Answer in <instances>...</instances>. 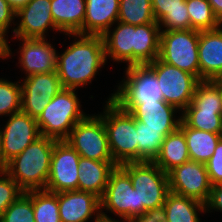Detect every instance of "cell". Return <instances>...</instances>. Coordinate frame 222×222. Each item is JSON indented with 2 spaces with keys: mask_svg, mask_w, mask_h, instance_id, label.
Returning a JSON list of instances; mask_svg holds the SVG:
<instances>
[{
  "mask_svg": "<svg viewBox=\"0 0 222 222\" xmlns=\"http://www.w3.org/2000/svg\"><path fill=\"white\" fill-rule=\"evenodd\" d=\"M21 111V83L0 78V116L8 117Z\"/></svg>",
  "mask_w": 222,
  "mask_h": 222,
  "instance_id": "836d02e7",
  "label": "cell"
},
{
  "mask_svg": "<svg viewBox=\"0 0 222 222\" xmlns=\"http://www.w3.org/2000/svg\"><path fill=\"white\" fill-rule=\"evenodd\" d=\"M8 43V35L0 29V60L9 59L12 56V49Z\"/></svg>",
  "mask_w": 222,
  "mask_h": 222,
  "instance_id": "60d3db41",
  "label": "cell"
},
{
  "mask_svg": "<svg viewBox=\"0 0 222 222\" xmlns=\"http://www.w3.org/2000/svg\"><path fill=\"white\" fill-rule=\"evenodd\" d=\"M82 158L114 161L108 145L106 127L99 114H88L71 130L65 140Z\"/></svg>",
  "mask_w": 222,
  "mask_h": 222,
  "instance_id": "ba28073f",
  "label": "cell"
},
{
  "mask_svg": "<svg viewBox=\"0 0 222 222\" xmlns=\"http://www.w3.org/2000/svg\"><path fill=\"white\" fill-rule=\"evenodd\" d=\"M205 205L207 213L213 210L222 212V184L212 186L209 200Z\"/></svg>",
  "mask_w": 222,
  "mask_h": 222,
  "instance_id": "ab89813d",
  "label": "cell"
},
{
  "mask_svg": "<svg viewBox=\"0 0 222 222\" xmlns=\"http://www.w3.org/2000/svg\"><path fill=\"white\" fill-rule=\"evenodd\" d=\"M80 102L76 89L62 88L36 119L40 135L65 141L74 126L88 115Z\"/></svg>",
  "mask_w": 222,
  "mask_h": 222,
  "instance_id": "5b68a950",
  "label": "cell"
},
{
  "mask_svg": "<svg viewBox=\"0 0 222 222\" xmlns=\"http://www.w3.org/2000/svg\"><path fill=\"white\" fill-rule=\"evenodd\" d=\"M18 65L25 77L39 73H50L57 69V50L47 38H19Z\"/></svg>",
  "mask_w": 222,
  "mask_h": 222,
  "instance_id": "e0dca14e",
  "label": "cell"
},
{
  "mask_svg": "<svg viewBox=\"0 0 222 222\" xmlns=\"http://www.w3.org/2000/svg\"><path fill=\"white\" fill-rule=\"evenodd\" d=\"M120 0H86L83 35L102 36L118 21Z\"/></svg>",
  "mask_w": 222,
  "mask_h": 222,
  "instance_id": "44dd1931",
  "label": "cell"
},
{
  "mask_svg": "<svg viewBox=\"0 0 222 222\" xmlns=\"http://www.w3.org/2000/svg\"><path fill=\"white\" fill-rule=\"evenodd\" d=\"M198 57L200 81L222 77V25L199 31Z\"/></svg>",
  "mask_w": 222,
  "mask_h": 222,
  "instance_id": "ffe728a7",
  "label": "cell"
},
{
  "mask_svg": "<svg viewBox=\"0 0 222 222\" xmlns=\"http://www.w3.org/2000/svg\"><path fill=\"white\" fill-rule=\"evenodd\" d=\"M198 43L199 30L161 31L158 58L200 80Z\"/></svg>",
  "mask_w": 222,
  "mask_h": 222,
  "instance_id": "52a82bcc",
  "label": "cell"
},
{
  "mask_svg": "<svg viewBox=\"0 0 222 222\" xmlns=\"http://www.w3.org/2000/svg\"><path fill=\"white\" fill-rule=\"evenodd\" d=\"M122 78L114 90L117 103H143L163 100L155 73L147 65H133L124 69Z\"/></svg>",
  "mask_w": 222,
  "mask_h": 222,
  "instance_id": "8fae6325",
  "label": "cell"
},
{
  "mask_svg": "<svg viewBox=\"0 0 222 222\" xmlns=\"http://www.w3.org/2000/svg\"><path fill=\"white\" fill-rule=\"evenodd\" d=\"M4 170V167L0 164V173Z\"/></svg>",
  "mask_w": 222,
  "mask_h": 222,
  "instance_id": "7dc6e473",
  "label": "cell"
},
{
  "mask_svg": "<svg viewBox=\"0 0 222 222\" xmlns=\"http://www.w3.org/2000/svg\"><path fill=\"white\" fill-rule=\"evenodd\" d=\"M100 202L101 214L105 216L107 213H112L127 221L138 216L137 191L132 186L130 176L120 166L110 173L105 193Z\"/></svg>",
  "mask_w": 222,
  "mask_h": 222,
  "instance_id": "30bf717a",
  "label": "cell"
},
{
  "mask_svg": "<svg viewBox=\"0 0 222 222\" xmlns=\"http://www.w3.org/2000/svg\"><path fill=\"white\" fill-rule=\"evenodd\" d=\"M32 205L35 222H61L58 193L47 190H32Z\"/></svg>",
  "mask_w": 222,
  "mask_h": 222,
  "instance_id": "4dcf8cb0",
  "label": "cell"
},
{
  "mask_svg": "<svg viewBox=\"0 0 222 222\" xmlns=\"http://www.w3.org/2000/svg\"><path fill=\"white\" fill-rule=\"evenodd\" d=\"M185 109L222 110V93L213 80L200 81L191 103Z\"/></svg>",
  "mask_w": 222,
  "mask_h": 222,
  "instance_id": "d6a6232c",
  "label": "cell"
},
{
  "mask_svg": "<svg viewBox=\"0 0 222 222\" xmlns=\"http://www.w3.org/2000/svg\"><path fill=\"white\" fill-rule=\"evenodd\" d=\"M58 206L61 222H90L101 213L100 198L79 190L58 193Z\"/></svg>",
  "mask_w": 222,
  "mask_h": 222,
  "instance_id": "d6986e66",
  "label": "cell"
},
{
  "mask_svg": "<svg viewBox=\"0 0 222 222\" xmlns=\"http://www.w3.org/2000/svg\"><path fill=\"white\" fill-rule=\"evenodd\" d=\"M57 141L40 136L5 166L4 171L24 191L44 190L50 173L51 156Z\"/></svg>",
  "mask_w": 222,
  "mask_h": 222,
  "instance_id": "3957f363",
  "label": "cell"
},
{
  "mask_svg": "<svg viewBox=\"0 0 222 222\" xmlns=\"http://www.w3.org/2000/svg\"><path fill=\"white\" fill-rule=\"evenodd\" d=\"M168 179L170 192L208 202L212 184L205 164L189 160L170 170Z\"/></svg>",
  "mask_w": 222,
  "mask_h": 222,
  "instance_id": "4fadbf2b",
  "label": "cell"
},
{
  "mask_svg": "<svg viewBox=\"0 0 222 222\" xmlns=\"http://www.w3.org/2000/svg\"><path fill=\"white\" fill-rule=\"evenodd\" d=\"M181 120L190 128L220 134L222 110L184 109Z\"/></svg>",
  "mask_w": 222,
  "mask_h": 222,
  "instance_id": "f546056e",
  "label": "cell"
},
{
  "mask_svg": "<svg viewBox=\"0 0 222 222\" xmlns=\"http://www.w3.org/2000/svg\"><path fill=\"white\" fill-rule=\"evenodd\" d=\"M118 165L114 161H97L80 157L78 190L103 197L110 173Z\"/></svg>",
  "mask_w": 222,
  "mask_h": 222,
  "instance_id": "7402d4cb",
  "label": "cell"
},
{
  "mask_svg": "<svg viewBox=\"0 0 222 222\" xmlns=\"http://www.w3.org/2000/svg\"><path fill=\"white\" fill-rule=\"evenodd\" d=\"M8 117L2 127L0 164L3 167L41 136L35 118L22 111Z\"/></svg>",
  "mask_w": 222,
  "mask_h": 222,
  "instance_id": "7c38bea8",
  "label": "cell"
},
{
  "mask_svg": "<svg viewBox=\"0 0 222 222\" xmlns=\"http://www.w3.org/2000/svg\"><path fill=\"white\" fill-rule=\"evenodd\" d=\"M11 8L17 13L21 8L26 6L30 0H6Z\"/></svg>",
  "mask_w": 222,
  "mask_h": 222,
  "instance_id": "7bdbcfd3",
  "label": "cell"
},
{
  "mask_svg": "<svg viewBox=\"0 0 222 222\" xmlns=\"http://www.w3.org/2000/svg\"><path fill=\"white\" fill-rule=\"evenodd\" d=\"M86 0H51L55 26L64 34L83 35Z\"/></svg>",
  "mask_w": 222,
  "mask_h": 222,
  "instance_id": "603a6c76",
  "label": "cell"
},
{
  "mask_svg": "<svg viewBox=\"0 0 222 222\" xmlns=\"http://www.w3.org/2000/svg\"><path fill=\"white\" fill-rule=\"evenodd\" d=\"M25 78V79H24ZM21 82V111L37 119L51 98L63 88L57 71L23 77Z\"/></svg>",
  "mask_w": 222,
  "mask_h": 222,
  "instance_id": "9a60e30c",
  "label": "cell"
},
{
  "mask_svg": "<svg viewBox=\"0 0 222 222\" xmlns=\"http://www.w3.org/2000/svg\"><path fill=\"white\" fill-rule=\"evenodd\" d=\"M16 19L13 37L47 38L49 30L62 34L53 21L51 0H30L16 13Z\"/></svg>",
  "mask_w": 222,
  "mask_h": 222,
  "instance_id": "2e32d148",
  "label": "cell"
},
{
  "mask_svg": "<svg viewBox=\"0 0 222 222\" xmlns=\"http://www.w3.org/2000/svg\"><path fill=\"white\" fill-rule=\"evenodd\" d=\"M111 93L100 112L108 135V145L114 162L120 166L138 162L136 120L113 100Z\"/></svg>",
  "mask_w": 222,
  "mask_h": 222,
  "instance_id": "277c9868",
  "label": "cell"
},
{
  "mask_svg": "<svg viewBox=\"0 0 222 222\" xmlns=\"http://www.w3.org/2000/svg\"><path fill=\"white\" fill-rule=\"evenodd\" d=\"M121 220L123 222H129V221H127L125 219H121V218H120V221H119V219L116 220V219L110 217L109 215L105 216L101 213L92 221H94V222H122Z\"/></svg>",
  "mask_w": 222,
  "mask_h": 222,
  "instance_id": "ee69618b",
  "label": "cell"
},
{
  "mask_svg": "<svg viewBox=\"0 0 222 222\" xmlns=\"http://www.w3.org/2000/svg\"><path fill=\"white\" fill-rule=\"evenodd\" d=\"M186 6L190 18V29L214 30L222 25L214 15L208 0H186Z\"/></svg>",
  "mask_w": 222,
  "mask_h": 222,
  "instance_id": "1f68e13d",
  "label": "cell"
},
{
  "mask_svg": "<svg viewBox=\"0 0 222 222\" xmlns=\"http://www.w3.org/2000/svg\"><path fill=\"white\" fill-rule=\"evenodd\" d=\"M163 206L167 222H202L199 215L207 213L204 203L173 192L167 194Z\"/></svg>",
  "mask_w": 222,
  "mask_h": 222,
  "instance_id": "4316f807",
  "label": "cell"
},
{
  "mask_svg": "<svg viewBox=\"0 0 222 222\" xmlns=\"http://www.w3.org/2000/svg\"><path fill=\"white\" fill-rule=\"evenodd\" d=\"M15 20L16 12L6 0H0V29L7 34L10 31L9 29L14 25L11 30V33H13L16 26Z\"/></svg>",
  "mask_w": 222,
  "mask_h": 222,
  "instance_id": "74e56055",
  "label": "cell"
},
{
  "mask_svg": "<svg viewBox=\"0 0 222 222\" xmlns=\"http://www.w3.org/2000/svg\"><path fill=\"white\" fill-rule=\"evenodd\" d=\"M213 81L220 87V90H221V93H222V77H219V78H217Z\"/></svg>",
  "mask_w": 222,
  "mask_h": 222,
  "instance_id": "f6af8a7d",
  "label": "cell"
},
{
  "mask_svg": "<svg viewBox=\"0 0 222 222\" xmlns=\"http://www.w3.org/2000/svg\"><path fill=\"white\" fill-rule=\"evenodd\" d=\"M151 3L160 31L190 29L186 0H151Z\"/></svg>",
  "mask_w": 222,
  "mask_h": 222,
  "instance_id": "cb8c5ba5",
  "label": "cell"
},
{
  "mask_svg": "<svg viewBox=\"0 0 222 222\" xmlns=\"http://www.w3.org/2000/svg\"><path fill=\"white\" fill-rule=\"evenodd\" d=\"M147 66L157 77L163 100L182 112L191 103L200 80L193 74L169 65L159 58Z\"/></svg>",
  "mask_w": 222,
  "mask_h": 222,
  "instance_id": "9c48e42d",
  "label": "cell"
},
{
  "mask_svg": "<svg viewBox=\"0 0 222 222\" xmlns=\"http://www.w3.org/2000/svg\"><path fill=\"white\" fill-rule=\"evenodd\" d=\"M138 162H153L159 154L162 143L167 136L162 129L145 127V124L136 120Z\"/></svg>",
  "mask_w": 222,
  "mask_h": 222,
  "instance_id": "83f0119b",
  "label": "cell"
},
{
  "mask_svg": "<svg viewBox=\"0 0 222 222\" xmlns=\"http://www.w3.org/2000/svg\"><path fill=\"white\" fill-rule=\"evenodd\" d=\"M79 160L80 155L66 141H57L45 190L53 193L78 190Z\"/></svg>",
  "mask_w": 222,
  "mask_h": 222,
  "instance_id": "5bb4252c",
  "label": "cell"
},
{
  "mask_svg": "<svg viewBox=\"0 0 222 222\" xmlns=\"http://www.w3.org/2000/svg\"><path fill=\"white\" fill-rule=\"evenodd\" d=\"M23 193L18 184L3 170L0 173V218Z\"/></svg>",
  "mask_w": 222,
  "mask_h": 222,
  "instance_id": "d590c367",
  "label": "cell"
},
{
  "mask_svg": "<svg viewBox=\"0 0 222 222\" xmlns=\"http://www.w3.org/2000/svg\"><path fill=\"white\" fill-rule=\"evenodd\" d=\"M179 129L185 135L190 160L206 164L221 139L220 134L190 128L182 120Z\"/></svg>",
  "mask_w": 222,
  "mask_h": 222,
  "instance_id": "484cf974",
  "label": "cell"
},
{
  "mask_svg": "<svg viewBox=\"0 0 222 222\" xmlns=\"http://www.w3.org/2000/svg\"><path fill=\"white\" fill-rule=\"evenodd\" d=\"M1 138H2V128H1V125H0V149H1Z\"/></svg>",
  "mask_w": 222,
  "mask_h": 222,
  "instance_id": "bcb514c9",
  "label": "cell"
},
{
  "mask_svg": "<svg viewBox=\"0 0 222 222\" xmlns=\"http://www.w3.org/2000/svg\"><path fill=\"white\" fill-rule=\"evenodd\" d=\"M103 35L105 57L114 62L147 65L159 56L160 27L158 23L131 25L117 21Z\"/></svg>",
  "mask_w": 222,
  "mask_h": 222,
  "instance_id": "6da1fadb",
  "label": "cell"
},
{
  "mask_svg": "<svg viewBox=\"0 0 222 222\" xmlns=\"http://www.w3.org/2000/svg\"><path fill=\"white\" fill-rule=\"evenodd\" d=\"M210 3L214 15L222 23V0H208Z\"/></svg>",
  "mask_w": 222,
  "mask_h": 222,
  "instance_id": "b9f144b4",
  "label": "cell"
},
{
  "mask_svg": "<svg viewBox=\"0 0 222 222\" xmlns=\"http://www.w3.org/2000/svg\"><path fill=\"white\" fill-rule=\"evenodd\" d=\"M65 35L74 39L62 53L57 52L56 71L61 85L68 89L85 88L107 63L103 37L78 33Z\"/></svg>",
  "mask_w": 222,
  "mask_h": 222,
  "instance_id": "7a4b0ae2",
  "label": "cell"
},
{
  "mask_svg": "<svg viewBox=\"0 0 222 222\" xmlns=\"http://www.w3.org/2000/svg\"><path fill=\"white\" fill-rule=\"evenodd\" d=\"M118 104L124 110L129 111L135 120L144 123L145 127L162 129L166 135L175 132L179 128L182 112L175 106L166 103L164 100Z\"/></svg>",
  "mask_w": 222,
  "mask_h": 222,
  "instance_id": "ac0fdd59",
  "label": "cell"
},
{
  "mask_svg": "<svg viewBox=\"0 0 222 222\" xmlns=\"http://www.w3.org/2000/svg\"><path fill=\"white\" fill-rule=\"evenodd\" d=\"M190 160L184 133L178 128L168 134L161 146L158 156L153 161L164 172L168 173L174 167Z\"/></svg>",
  "mask_w": 222,
  "mask_h": 222,
  "instance_id": "d4e9b609",
  "label": "cell"
},
{
  "mask_svg": "<svg viewBox=\"0 0 222 222\" xmlns=\"http://www.w3.org/2000/svg\"><path fill=\"white\" fill-rule=\"evenodd\" d=\"M0 222H35L32 191L24 192L2 214Z\"/></svg>",
  "mask_w": 222,
  "mask_h": 222,
  "instance_id": "e575fe53",
  "label": "cell"
},
{
  "mask_svg": "<svg viewBox=\"0 0 222 222\" xmlns=\"http://www.w3.org/2000/svg\"><path fill=\"white\" fill-rule=\"evenodd\" d=\"M120 167L130 176L132 186L137 191L138 215L162 206L169 190L168 173L154 162H128Z\"/></svg>",
  "mask_w": 222,
  "mask_h": 222,
  "instance_id": "8992f818",
  "label": "cell"
},
{
  "mask_svg": "<svg viewBox=\"0 0 222 222\" xmlns=\"http://www.w3.org/2000/svg\"><path fill=\"white\" fill-rule=\"evenodd\" d=\"M212 186L222 184V140L216 145L211 158L205 164Z\"/></svg>",
  "mask_w": 222,
  "mask_h": 222,
  "instance_id": "8d00e7d4",
  "label": "cell"
},
{
  "mask_svg": "<svg viewBox=\"0 0 222 222\" xmlns=\"http://www.w3.org/2000/svg\"><path fill=\"white\" fill-rule=\"evenodd\" d=\"M130 222H167L164 206L152 208L134 217Z\"/></svg>",
  "mask_w": 222,
  "mask_h": 222,
  "instance_id": "f35d334b",
  "label": "cell"
},
{
  "mask_svg": "<svg viewBox=\"0 0 222 222\" xmlns=\"http://www.w3.org/2000/svg\"><path fill=\"white\" fill-rule=\"evenodd\" d=\"M118 21L134 26L157 23L151 0H120Z\"/></svg>",
  "mask_w": 222,
  "mask_h": 222,
  "instance_id": "f1b7e54d",
  "label": "cell"
}]
</instances>
